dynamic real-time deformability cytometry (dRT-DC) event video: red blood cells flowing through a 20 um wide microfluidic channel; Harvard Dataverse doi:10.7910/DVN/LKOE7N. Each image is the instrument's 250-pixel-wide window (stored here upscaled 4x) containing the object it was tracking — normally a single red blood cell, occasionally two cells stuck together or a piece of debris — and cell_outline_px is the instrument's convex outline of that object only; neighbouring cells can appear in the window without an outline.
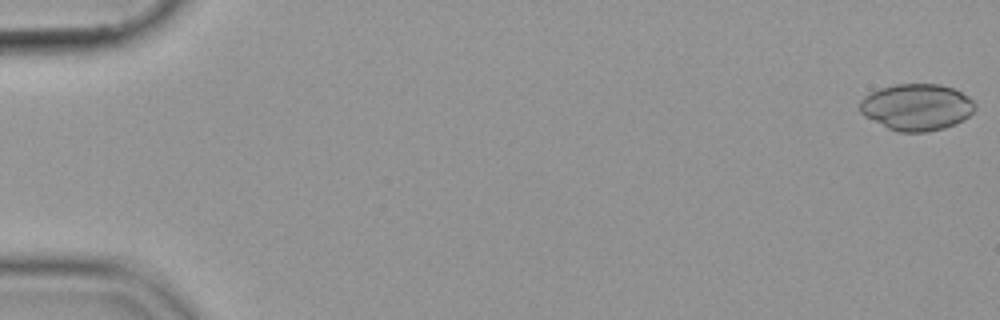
{"species": "common noctule bat (a hibernating species)", "species_latin": "Nyctalus noctula", "temperature_condition": "cold", "stored_images_in_passage": 55, "camera_frame_rate_fps": 3000, "um_per_image_px": 0.085, "animal": {"sex": "female", "body_mass_g": 19.9}, "frame": {"image": 1, "passage_image": 1, "time_ms": 0.0, "image_size_px": [1000, 320], "cell_outline_px": [[976, 108], [964, 120], [956, 124], [944, 128], [928, 132], [896, 132], [864, 116], [860, 112], [860, 100], [864, 96], [880, 88], [896, 84], [940, 84], [956, 88], [968, 96], [976, 104]], "centroid_in_image_um": [77.94, 9.1], "position_along_channel_um": 7.1, "area_um2": 31.56}}
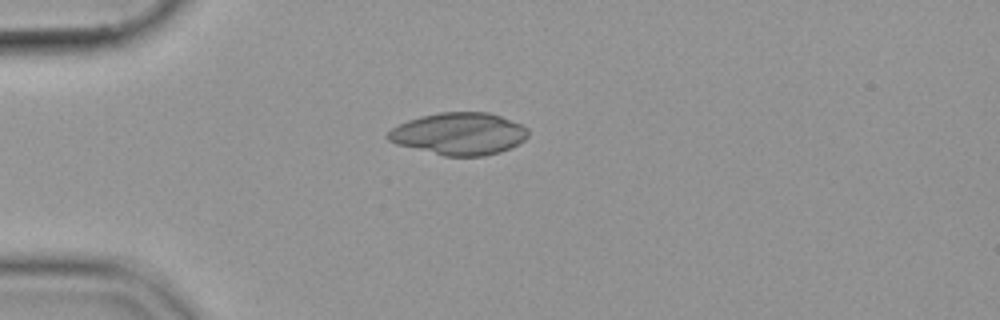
{"frame": {"image": 2, "passage_image": 15, "time_ms": 4.667, "image_size_px": [1000, 320], "cell_outline_px": [[528, 136], [520, 144], [500, 152], [484, 156], [444, 156], [396, 144], [388, 140], [388, 132], [392, 128], [408, 120], [420, 116], [440, 112], [488, 112], [500, 116], [520, 124], [528, 128]], "centroid_in_image_um": [39.04, 11.37], "position_along_channel_um": 46.0, "area_um2": 34.45}}